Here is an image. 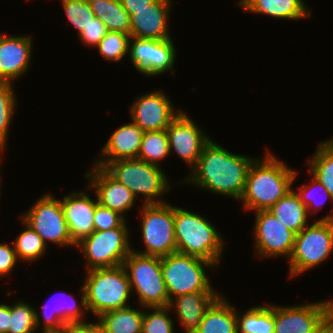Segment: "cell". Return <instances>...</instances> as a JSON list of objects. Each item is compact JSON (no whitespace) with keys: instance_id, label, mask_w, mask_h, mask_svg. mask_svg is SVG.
Instances as JSON below:
<instances>
[{"instance_id":"1","label":"cell","mask_w":333,"mask_h":333,"mask_svg":"<svg viewBox=\"0 0 333 333\" xmlns=\"http://www.w3.org/2000/svg\"><path fill=\"white\" fill-rule=\"evenodd\" d=\"M254 159L245 154H234L211 138L190 174L177 183L190 186L192 184L239 202L245 190L249 167Z\"/></svg>"},{"instance_id":"2","label":"cell","mask_w":333,"mask_h":333,"mask_svg":"<svg viewBox=\"0 0 333 333\" xmlns=\"http://www.w3.org/2000/svg\"><path fill=\"white\" fill-rule=\"evenodd\" d=\"M269 151L263 158L256 157L249 167L245 190L239 200L245 210H269L293 188L299 175V171L288 167Z\"/></svg>"},{"instance_id":"3","label":"cell","mask_w":333,"mask_h":333,"mask_svg":"<svg viewBox=\"0 0 333 333\" xmlns=\"http://www.w3.org/2000/svg\"><path fill=\"white\" fill-rule=\"evenodd\" d=\"M174 231L177 252L212 262L216 268L219 266L225 243L207 218L174 206Z\"/></svg>"},{"instance_id":"4","label":"cell","mask_w":333,"mask_h":333,"mask_svg":"<svg viewBox=\"0 0 333 333\" xmlns=\"http://www.w3.org/2000/svg\"><path fill=\"white\" fill-rule=\"evenodd\" d=\"M83 287L86 307L98 318L108 311L129 307L130 281L123 265L85 271Z\"/></svg>"},{"instance_id":"5","label":"cell","mask_w":333,"mask_h":333,"mask_svg":"<svg viewBox=\"0 0 333 333\" xmlns=\"http://www.w3.org/2000/svg\"><path fill=\"white\" fill-rule=\"evenodd\" d=\"M104 169L136 198L143 196L142 204L165 203L162 196L172 187L162 167L137 158L112 161Z\"/></svg>"},{"instance_id":"6","label":"cell","mask_w":333,"mask_h":333,"mask_svg":"<svg viewBox=\"0 0 333 333\" xmlns=\"http://www.w3.org/2000/svg\"><path fill=\"white\" fill-rule=\"evenodd\" d=\"M295 235L289 262V278L325 262L333 251V213L314 220Z\"/></svg>"},{"instance_id":"7","label":"cell","mask_w":333,"mask_h":333,"mask_svg":"<svg viewBox=\"0 0 333 333\" xmlns=\"http://www.w3.org/2000/svg\"><path fill=\"white\" fill-rule=\"evenodd\" d=\"M216 267L207 260L174 252L161 257V269L169 299L194 292H216L206 269Z\"/></svg>"},{"instance_id":"8","label":"cell","mask_w":333,"mask_h":333,"mask_svg":"<svg viewBox=\"0 0 333 333\" xmlns=\"http://www.w3.org/2000/svg\"><path fill=\"white\" fill-rule=\"evenodd\" d=\"M131 291L141 307H165L170 299L163 279L161 257L131 251L124 260Z\"/></svg>"},{"instance_id":"9","label":"cell","mask_w":333,"mask_h":333,"mask_svg":"<svg viewBox=\"0 0 333 333\" xmlns=\"http://www.w3.org/2000/svg\"><path fill=\"white\" fill-rule=\"evenodd\" d=\"M125 221L120 227L105 231L94 230L76 244L86 258L87 270L110 268L122 265L132 251L130 230Z\"/></svg>"},{"instance_id":"10","label":"cell","mask_w":333,"mask_h":333,"mask_svg":"<svg viewBox=\"0 0 333 333\" xmlns=\"http://www.w3.org/2000/svg\"><path fill=\"white\" fill-rule=\"evenodd\" d=\"M141 240L145 250L133 251L157 257L177 252L174 231V205L167 203L141 204Z\"/></svg>"},{"instance_id":"11","label":"cell","mask_w":333,"mask_h":333,"mask_svg":"<svg viewBox=\"0 0 333 333\" xmlns=\"http://www.w3.org/2000/svg\"><path fill=\"white\" fill-rule=\"evenodd\" d=\"M20 215V219L35 230L46 244L51 242L60 247H76L70 236L60 199L51 193L46 192L40 196L25 213Z\"/></svg>"},{"instance_id":"12","label":"cell","mask_w":333,"mask_h":333,"mask_svg":"<svg viewBox=\"0 0 333 333\" xmlns=\"http://www.w3.org/2000/svg\"><path fill=\"white\" fill-rule=\"evenodd\" d=\"M333 316V299L274 305V333H316Z\"/></svg>"},{"instance_id":"13","label":"cell","mask_w":333,"mask_h":333,"mask_svg":"<svg viewBox=\"0 0 333 333\" xmlns=\"http://www.w3.org/2000/svg\"><path fill=\"white\" fill-rule=\"evenodd\" d=\"M176 50L173 38L153 40L130 37L128 57L142 75L155 77L168 71L175 75Z\"/></svg>"},{"instance_id":"14","label":"cell","mask_w":333,"mask_h":333,"mask_svg":"<svg viewBox=\"0 0 333 333\" xmlns=\"http://www.w3.org/2000/svg\"><path fill=\"white\" fill-rule=\"evenodd\" d=\"M252 233L255 256L290 258L295 242V233L284 226L270 211L255 212ZM283 256V257H282Z\"/></svg>"},{"instance_id":"15","label":"cell","mask_w":333,"mask_h":333,"mask_svg":"<svg viewBox=\"0 0 333 333\" xmlns=\"http://www.w3.org/2000/svg\"><path fill=\"white\" fill-rule=\"evenodd\" d=\"M170 154L174 151L192 170L204 146L211 140L204 130L184 111L166 128Z\"/></svg>"},{"instance_id":"16","label":"cell","mask_w":333,"mask_h":333,"mask_svg":"<svg viewBox=\"0 0 333 333\" xmlns=\"http://www.w3.org/2000/svg\"><path fill=\"white\" fill-rule=\"evenodd\" d=\"M164 91L155 90L136 98L129 107L131 121L145 132L166 130L181 113Z\"/></svg>"},{"instance_id":"17","label":"cell","mask_w":333,"mask_h":333,"mask_svg":"<svg viewBox=\"0 0 333 333\" xmlns=\"http://www.w3.org/2000/svg\"><path fill=\"white\" fill-rule=\"evenodd\" d=\"M85 172L88 185L85 190H92L101 206L110 208L126 216L132 210L137 198L125 185L113 178L103 167L92 164Z\"/></svg>"},{"instance_id":"18","label":"cell","mask_w":333,"mask_h":333,"mask_svg":"<svg viewBox=\"0 0 333 333\" xmlns=\"http://www.w3.org/2000/svg\"><path fill=\"white\" fill-rule=\"evenodd\" d=\"M80 290H81L80 293L82 295L80 298L81 301H79L80 303H78V301H76V299L73 295L66 294L65 292H59V294H56V295L57 296L63 295V298H65L64 297L65 295H69L66 297V299H63L64 303L61 300V301H58V303L56 304L55 302H57V301H54L55 298L53 296L54 300L52 302L55 305H52L53 303H51V305H52V306L50 305L51 307L48 306V304L42 305L41 313L37 312V310H36L35 318H36L37 329H39V326H40V327H42V328H40V329H42L41 330L42 332H60V331L65 330L68 326H70L72 324H79V323L87 322V321H84L85 314H87L88 310L86 307L85 290H84L83 285H81ZM57 300H59V298Z\"/></svg>"},{"instance_id":"19","label":"cell","mask_w":333,"mask_h":333,"mask_svg":"<svg viewBox=\"0 0 333 333\" xmlns=\"http://www.w3.org/2000/svg\"><path fill=\"white\" fill-rule=\"evenodd\" d=\"M33 50L31 35L0 33V83H14L30 68Z\"/></svg>"},{"instance_id":"20","label":"cell","mask_w":333,"mask_h":333,"mask_svg":"<svg viewBox=\"0 0 333 333\" xmlns=\"http://www.w3.org/2000/svg\"><path fill=\"white\" fill-rule=\"evenodd\" d=\"M60 203L70 236L77 244L95 230L93 217L98 199L80 190L64 196Z\"/></svg>"},{"instance_id":"21","label":"cell","mask_w":333,"mask_h":333,"mask_svg":"<svg viewBox=\"0 0 333 333\" xmlns=\"http://www.w3.org/2000/svg\"><path fill=\"white\" fill-rule=\"evenodd\" d=\"M173 6L172 0H156L148 8L135 11L130 17L131 37L143 39H171L169 15Z\"/></svg>"},{"instance_id":"22","label":"cell","mask_w":333,"mask_h":333,"mask_svg":"<svg viewBox=\"0 0 333 333\" xmlns=\"http://www.w3.org/2000/svg\"><path fill=\"white\" fill-rule=\"evenodd\" d=\"M144 133L145 131L132 121L118 127L101 148L100 158H96L93 164L104 168L112 161L138 158Z\"/></svg>"},{"instance_id":"23","label":"cell","mask_w":333,"mask_h":333,"mask_svg":"<svg viewBox=\"0 0 333 333\" xmlns=\"http://www.w3.org/2000/svg\"><path fill=\"white\" fill-rule=\"evenodd\" d=\"M221 295L219 292H194L170 300L168 307L174 309L184 333H193L207 309Z\"/></svg>"},{"instance_id":"24","label":"cell","mask_w":333,"mask_h":333,"mask_svg":"<svg viewBox=\"0 0 333 333\" xmlns=\"http://www.w3.org/2000/svg\"><path fill=\"white\" fill-rule=\"evenodd\" d=\"M237 5L244 13L264 14L283 20L299 21L311 15L304 0H239Z\"/></svg>"},{"instance_id":"25","label":"cell","mask_w":333,"mask_h":333,"mask_svg":"<svg viewBox=\"0 0 333 333\" xmlns=\"http://www.w3.org/2000/svg\"><path fill=\"white\" fill-rule=\"evenodd\" d=\"M221 294L207 309L193 333H238L236 309Z\"/></svg>"},{"instance_id":"26","label":"cell","mask_w":333,"mask_h":333,"mask_svg":"<svg viewBox=\"0 0 333 333\" xmlns=\"http://www.w3.org/2000/svg\"><path fill=\"white\" fill-rule=\"evenodd\" d=\"M268 211L295 234L310 223L307 208L293 188Z\"/></svg>"},{"instance_id":"27","label":"cell","mask_w":333,"mask_h":333,"mask_svg":"<svg viewBox=\"0 0 333 333\" xmlns=\"http://www.w3.org/2000/svg\"><path fill=\"white\" fill-rule=\"evenodd\" d=\"M91 10L107 31L122 32L131 36L130 16L120 0H88Z\"/></svg>"},{"instance_id":"28","label":"cell","mask_w":333,"mask_h":333,"mask_svg":"<svg viewBox=\"0 0 333 333\" xmlns=\"http://www.w3.org/2000/svg\"><path fill=\"white\" fill-rule=\"evenodd\" d=\"M144 309L126 307L101 314L97 320L107 333H142Z\"/></svg>"},{"instance_id":"29","label":"cell","mask_w":333,"mask_h":333,"mask_svg":"<svg viewBox=\"0 0 333 333\" xmlns=\"http://www.w3.org/2000/svg\"><path fill=\"white\" fill-rule=\"evenodd\" d=\"M316 151L306 163V169L333 197V137L320 142Z\"/></svg>"},{"instance_id":"30","label":"cell","mask_w":333,"mask_h":333,"mask_svg":"<svg viewBox=\"0 0 333 333\" xmlns=\"http://www.w3.org/2000/svg\"><path fill=\"white\" fill-rule=\"evenodd\" d=\"M236 309L238 333H274V305L253 306L245 313Z\"/></svg>"},{"instance_id":"31","label":"cell","mask_w":333,"mask_h":333,"mask_svg":"<svg viewBox=\"0 0 333 333\" xmlns=\"http://www.w3.org/2000/svg\"><path fill=\"white\" fill-rule=\"evenodd\" d=\"M20 221L25 228L13 240L16 255L18 260L32 263L45 255L48 245L35 230L22 219Z\"/></svg>"},{"instance_id":"32","label":"cell","mask_w":333,"mask_h":333,"mask_svg":"<svg viewBox=\"0 0 333 333\" xmlns=\"http://www.w3.org/2000/svg\"><path fill=\"white\" fill-rule=\"evenodd\" d=\"M169 155V140L166 130L144 133L137 159L162 167L160 161Z\"/></svg>"},{"instance_id":"33","label":"cell","mask_w":333,"mask_h":333,"mask_svg":"<svg viewBox=\"0 0 333 333\" xmlns=\"http://www.w3.org/2000/svg\"><path fill=\"white\" fill-rule=\"evenodd\" d=\"M13 87V83H0V147L3 150L7 147L9 129L18 103Z\"/></svg>"},{"instance_id":"34","label":"cell","mask_w":333,"mask_h":333,"mask_svg":"<svg viewBox=\"0 0 333 333\" xmlns=\"http://www.w3.org/2000/svg\"><path fill=\"white\" fill-rule=\"evenodd\" d=\"M130 35L122 32L107 31L103 39L96 46L103 59L110 62H120L129 55Z\"/></svg>"},{"instance_id":"35","label":"cell","mask_w":333,"mask_h":333,"mask_svg":"<svg viewBox=\"0 0 333 333\" xmlns=\"http://www.w3.org/2000/svg\"><path fill=\"white\" fill-rule=\"evenodd\" d=\"M35 313L36 309L33 306L20 299L10 305L8 333H35L38 331Z\"/></svg>"},{"instance_id":"36","label":"cell","mask_w":333,"mask_h":333,"mask_svg":"<svg viewBox=\"0 0 333 333\" xmlns=\"http://www.w3.org/2000/svg\"><path fill=\"white\" fill-rule=\"evenodd\" d=\"M67 20L76 29L78 36L95 20L88 0H61Z\"/></svg>"},{"instance_id":"37","label":"cell","mask_w":333,"mask_h":333,"mask_svg":"<svg viewBox=\"0 0 333 333\" xmlns=\"http://www.w3.org/2000/svg\"><path fill=\"white\" fill-rule=\"evenodd\" d=\"M145 310L142 333H175L174 321L168 314L171 309L168 306L145 307Z\"/></svg>"},{"instance_id":"38","label":"cell","mask_w":333,"mask_h":333,"mask_svg":"<svg viewBox=\"0 0 333 333\" xmlns=\"http://www.w3.org/2000/svg\"><path fill=\"white\" fill-rule=\"evenodd\" d=\"M311 179V183H304L298 188L299 191L294 190L299 196L300 200L306 206L308 215H312V213H318V211L321 209V207H323V205L326 203V199L328 198L333 203V197L328 193L323 184L320 183L314 176H312ZM317 190L318 192H321H319V194L321 195L320 197L323 198L322 200L317 199L318 197L315 195V193L317 194Z\"/></svg>"},{"instance_id":"39","label":"cell","mask_w":333,"mask_h":333,"mask_svg":"<svg viewBox=\"0 0 333 333\" xmlns=\"http://www.w3.org/2000/svg\"><path fill=\"white\" fill-rule=\"evenodd\" d=\"M125 218L119 212L101 206L98 203L93 217L95 230L105 231L120 227L126 221Z\"/></svg>"},{"instance_id":"40","label":"cell","mask_w":333,"mask_h":333,"mask_svg":"<svg viewBox=\"0 0 333 333\" xmlns=\"http://www.w3.org/2000/svg\"><path fill=\"white\" fill-rule=\"evenodd\" d=\"M107 32L105 25L98 19L95 18L94 21L82 32L78 38L84 43V45H89L96 48Z\"/></svg>"},{"instance_id":"41","label":"cell","mask_w":333,"mask_h":333,"mask_svg":"<svg viewBox=\"0 0 333 333\" xmlns=\"http://www.w3.org/2000/svg\"><path fill=\"white\" fill-rule=\"evenodd\" d=\"M12 247L8 244L0 243V277L10 276L16 264H18V258L16 255L14 244Z\"/></svg>"},{"instance_id":"42","label":"cell","mask_w":333,"mask_h":333,"mask_svg":"<svg viewBox=\"0 0 333 333\" xmlns=\"http://www.w3.org/2000/svg\"><path fill=\"white\" fill-rule=\"evenodd\" d=\"M67 333H107L105 328L96 319V322L88 321L79 324H72L66 329Z\"/></svg>"},{"instance_id":"43","label":"cell","mask_w":333,"mask_h":333,"mask_svg":"<svg viewBox=\"0 0 333 333\" xmlns=\"http://www.w3.org/2000/svg\"><path fill=\"white\" fill-rule=\"evenodd\" d=\"M156 0H120L121 5L131 17L135 11L148 8V5L154 3Z\"/></svg>"},{"instance_id":"44","label":"cell","mask_w":333,"mask_h":333,"mask_svg":"<svg viewBox=\"0 0 333 333\" xmlns=\"http://www.w3.org/2000/svg\"><path fill=\"white\" fill-rule=\"evenodd\" d=\"M10 321V305L0 303V333H8Z\"/></svg>"},{"instance_id":"45","label":"cell","mask_w":333,"mask_h":333,"mask_svg":"<svg viewBox=\"0 0 333 333\" xmlns=\"http://www.w3.org/2000/svg\"><path fill=\"white\" fill-rule=\"evenodd\" d=\"M316 333H333V316Z\"/></svg>"},{"instance_id":"46","label":"cell","mask_w":333,"mask_h":333,"mask_svg":"<svg viewBox=\"0 0 333 333\" xmlns=\"http://www.w3.org/2000/svg\"><path fill=\"white\" fill-rule=\"evenodd\" d=\"M42 333H67L66 330L60 331V332H42Z\"/></svg>"},{"instance_id":"47","label":"cell","mask_w":333,"mask_h":333,"mask_svg":"<svg viewBox=\"0 0 333 333\" xmlns=\"http://www.w3.org/2000/svg\"><path fill=\"white\" fill-rule=\"evenodd\" d=\"M0 164H1V162H0ZM1 182H2V179H1V175H0V195H1V190H2V188H1L2 187L1 186L2 185Z\"/></svg>"},{"instance_id":"48","label":"cell","mask_w":333,"mask_h":333,"mask_svg":"<svg viewBox=\"0 0 333 333\" xmlns=\"http://www.w3.org/2000/svg\"><path fill=\"white\" fill-rule=\"evenodd\" d=\"M3 149L0 147V154H2L3 153ZM2 155H0V157H1ZM0 161L2 162V158H0Z\"/></svg>"}]
</instances>
